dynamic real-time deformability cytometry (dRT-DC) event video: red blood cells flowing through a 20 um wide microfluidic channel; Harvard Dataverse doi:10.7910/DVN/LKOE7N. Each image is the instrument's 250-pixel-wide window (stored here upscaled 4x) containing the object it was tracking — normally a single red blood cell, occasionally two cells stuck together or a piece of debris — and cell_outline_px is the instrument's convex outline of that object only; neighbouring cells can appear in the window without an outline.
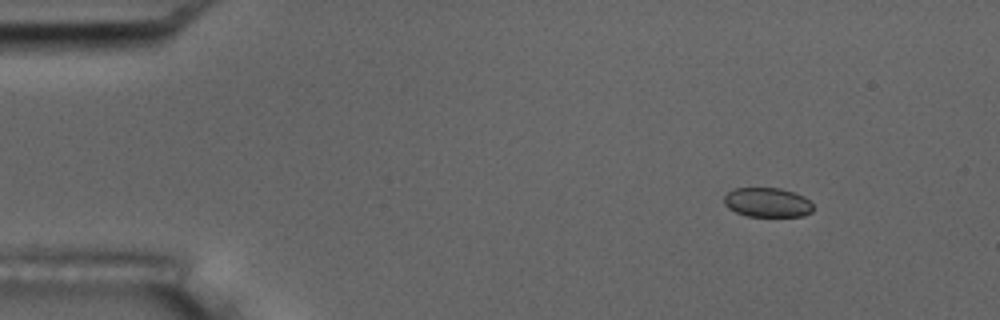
{"species": "common noctule bat (a hibernating species)", "species_latin": "Nyctalus noctula", "temperature_condition": "room temperature", "stored_images_in_passage": 51, "camera_frame_rate_fps": 3000, "um_per_image_px": 0.085, "animal": {"sex": "male", "body_mass_g": 17.5, "forearm_length_mm": 52.3}, "frame": {"image": 1, "passage_image": 3, "time_ms": 0.667, "image_size_px": [1000, 320], "cell_outline_px": [[812, 212], [804, 216], [748, 216], [736, 212], [728, 208], [724, 204], [724, 196], [728, 192], [736, 188], [780, 188], [804, 196], [812, 204]], "centroid_in_image_um": [65.22, 17.21], "position_along_channel_um": 19.8, "area_um2": 15.2}}
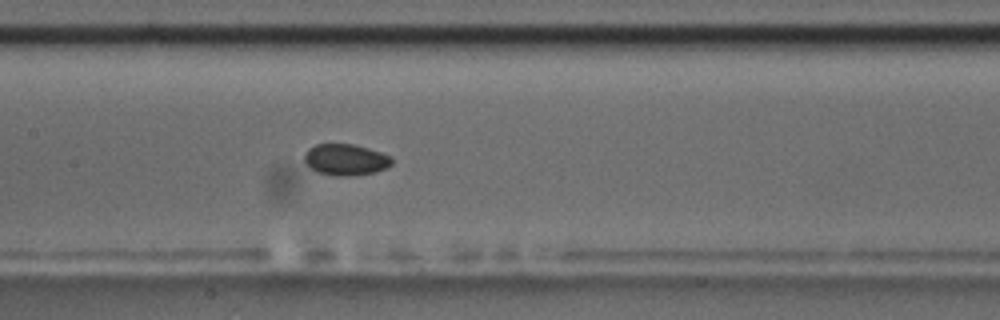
{"frame": {"image": 2, "passage_image": 23, "time_ms": 7.333, "image_size_px": [1000, 320], "cell_outline_px": [[392, 164], [384, 168], [372, 172], [348, 176], [336, 176], [316, 172], [304, 164], [304, 152], [308, 148], [316, 144], [352, 144], [368, 148], [392, 156]], "centroid_in_image_um": [29.32, 13.56], "position_along_channel_um": 178.1, "area_um2": 16.01}}
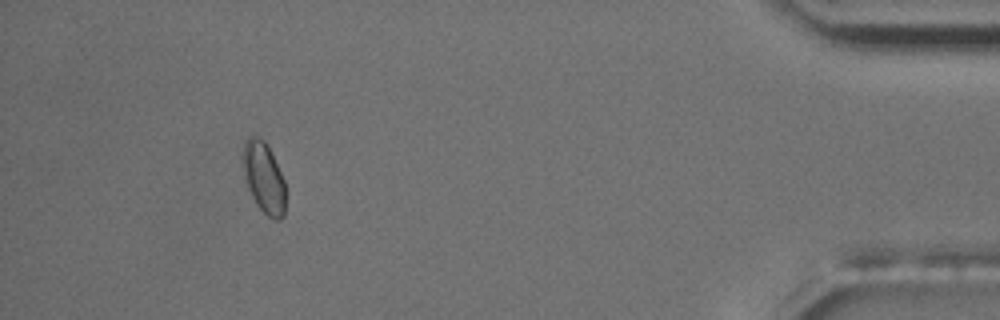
{"frame": {"image": 3, "passage_image": 47, "time_ms": 15.333, "image_size_px": [1000, 320], "cell_outline_px": [[284, 216], [280, 220], [276, 220], [268, 216], [256, 204], [248, 188], [244, 176], [244, 140], [248, 136], [256, 136], [264, 140], [284, 180]], "centroid_in_image_um": [22.42, 15.11], "position_along_channel_um": 412.8, "area_um2": 17.11}, "authors_computed_cell_mechanics": {"area_um2": 16.0106, "velocity_mm_per_s": 3.692, "shape_relaxation_time_tau1_ms": 4.5428, "shape_relaxation_time_tau2_ms": 5.6528, "deformation_change_tau1": 0.0578, "deformation_change_tau2": 0.0586}}